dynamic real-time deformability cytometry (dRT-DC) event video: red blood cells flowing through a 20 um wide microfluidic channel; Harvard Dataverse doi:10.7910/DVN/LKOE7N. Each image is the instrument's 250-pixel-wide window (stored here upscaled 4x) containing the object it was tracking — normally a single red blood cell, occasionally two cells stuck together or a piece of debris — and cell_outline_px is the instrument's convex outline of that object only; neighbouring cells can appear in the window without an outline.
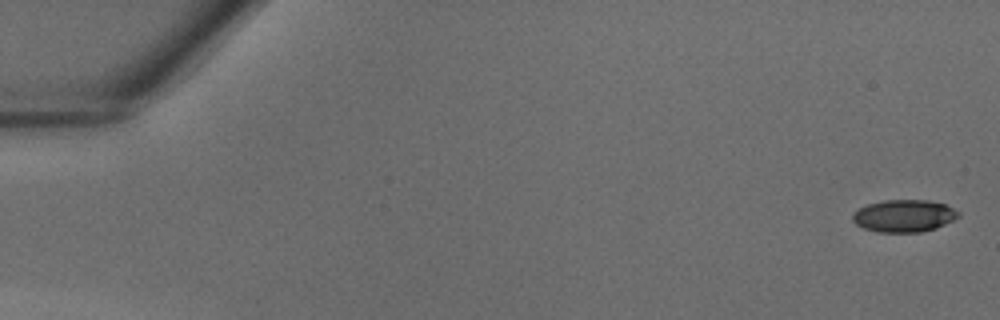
{"species": "common noctule bat (a hibernating species)", "species_latin": "Nyctalus noctula", "temperature_condition": "warm", "stored_images_in_passage": 41, "camera_frame_rate_fps": 3000, "um_per_image_px": 0.085, "animal": {"sex": "male", "body_mass_g": 18.8}, "frame": {"image": 1, "passage_image": 1, "time_ms": 0.0, "image_size_px": [1000, 320], "cell_outline_px": [[960, 216], [936, 228], [920, 232], [876, 232], [864, 228], [856, 224], [852, 220], [852, 212], [868, 204], [884, 200], [928, 200], [944, 204], [960, 212]], "centroid_in_image_um": [76.82, 18.35], "position_along_channel_um": 8.2, "area_um2": 19.88}}
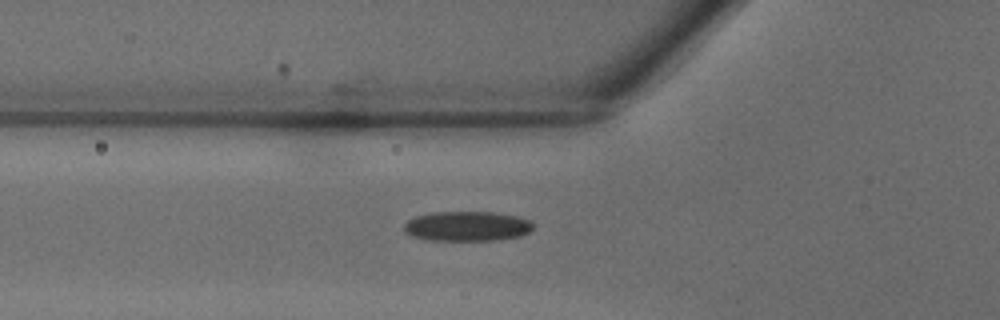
{"frame": {"image": 2, "passage_image": 15, "time_ms": 4.667, "image_size_px": [1000, 320], "cell_outline_px": [[532, 228], [528, 232], [520, 236], [500, 240], [428, 240], [412, 236], [404, 232], [404, 224], [408, 220], [416, 216], [432, 212], [496, 212], [516, 216], [528, 220], [532, 224]], "centroid_in_image_um": [39.67, 19.23], "position_along_channel_um": 86.1, "area_um2": 22.43}}
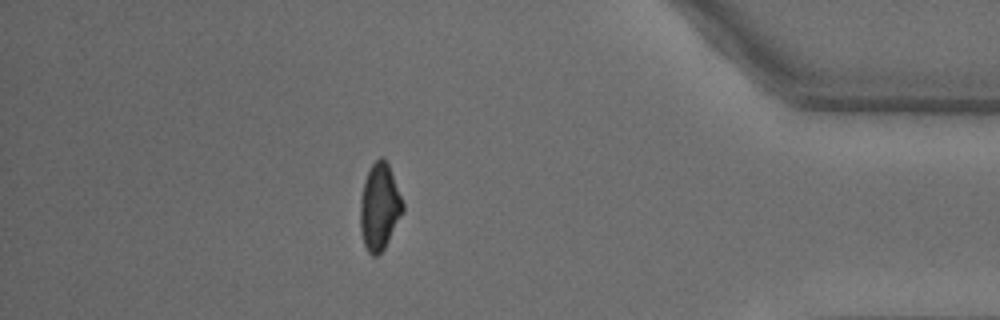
{"frame": {"image": 3, "passage_image": 36, "time_ms": 11.667, "image_size_px": [1000, 320], "cell_outline_px": [[404, 212], [384, 248], [376, 256], [372, 256], [368, 252], [364, 244], [360, 228], [360, 200], [364, 180], [372, 164], [380, 156], [384, 156], [388, 164], [404, 204]], "centroid_in_image_um": [32.25, 17.58], "position_along_channel_um": 402.9, "area_um2": 21.44}}